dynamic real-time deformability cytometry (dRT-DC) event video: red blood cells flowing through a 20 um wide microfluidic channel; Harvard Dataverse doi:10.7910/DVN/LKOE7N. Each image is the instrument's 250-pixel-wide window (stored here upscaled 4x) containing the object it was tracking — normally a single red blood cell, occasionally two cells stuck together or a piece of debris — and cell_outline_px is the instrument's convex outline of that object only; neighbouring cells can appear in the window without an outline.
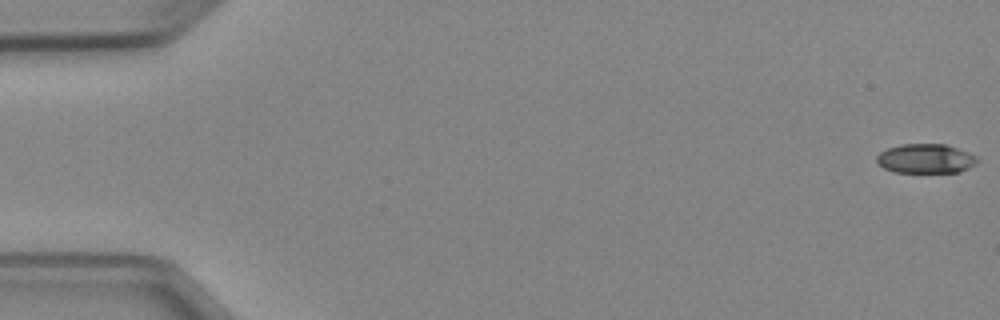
{"species": "Egyptian fruit bat (a non-hibernating species)", "species_latin": "Rousettus aegyptiacus", "temperature_condition": "cold", "stored_images_in_passage": 5, "camera_frame_rate_fps": 3000, "um_per_image_px": 0.085, "animal": {"sex": "female"}, "frame": {"image": 1, "passage_image": 1, "time_ms": 0.0, "image_size_px": [1000, 320], "cell_outline_px": [[980, 160], [976, 164], [960, 172], [896, 172], [884, 168], [876, 164], [876, 156], [880, 152], [888, 148], [900, 144], [944, 144], [968, 152], [976, 156]], "centroid_in_image_um": [78.67, 13.48], "position_along_channel_um": 6.3, "area_um2": 17.28}}
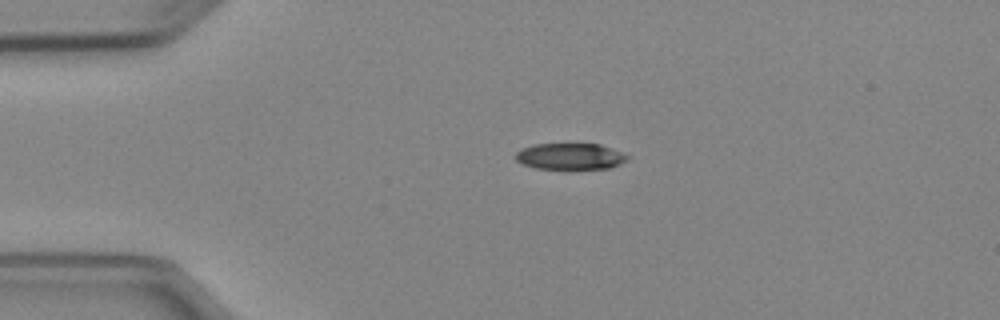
{"frame": {"image": 2, "passage_image": 4, "time_ms": 3.667, "image_size_px": [1000, 320], "cell_outline_px": [[628, 160], [620, 164], [608, 168], [568, 172], [536, 168], [524, 164], [516, 160], [516, 152], [520, 148], [532, 144], [600, 144], [624, 152], [628, 156]], "centroid_in_image_um": [48.48, 13.33], "position_along_channel_um": 36.5, "area_um2": 18.09}}